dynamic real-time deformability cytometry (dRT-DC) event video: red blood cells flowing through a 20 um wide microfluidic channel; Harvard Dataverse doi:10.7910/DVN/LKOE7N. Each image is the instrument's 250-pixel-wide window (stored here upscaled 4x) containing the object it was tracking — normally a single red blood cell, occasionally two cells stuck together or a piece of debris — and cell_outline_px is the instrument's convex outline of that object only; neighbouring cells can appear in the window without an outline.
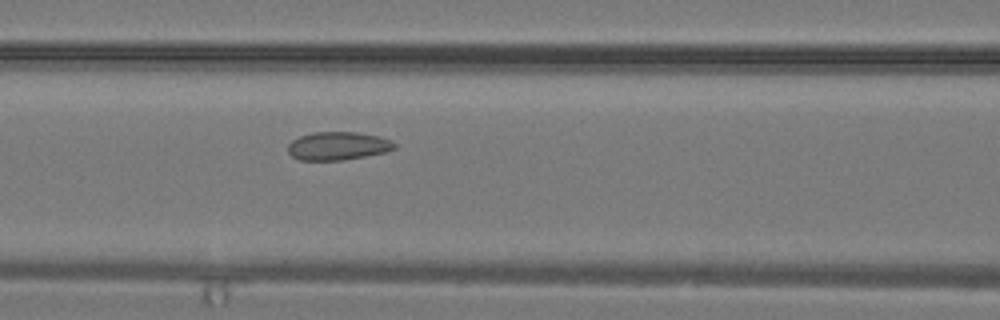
{"species": "common noctule bat (a hibernating species)", "species_latin": "Nyctalus noctula", "temperature_condition": "warm", "stored_images_in_passage": 13, "camera_frame_rate_fps": 3000, "um_per_image_px": 0.085, "animal": {"sex": "male", "body_mass_g": 19.2, "forearm_length_mm": 51.8}, "frame": {"image": 1, "passage_image": 10, "time_ms": 3.0, "image_size_px": [1000, 320], "cell_outline_px": [[396, 148], [384, 152], [344, 160], [300, 160], [292, 156], [288, 152], [288, 144], [292, 140], [300, 136], [312, 132], [356, 132], [376, 136], [388, 140], [396, 144]], "centroid_in_image_um": [28.67, 12.4], "position_along_channel_um": 137.9, "area_um2": 17.34}}